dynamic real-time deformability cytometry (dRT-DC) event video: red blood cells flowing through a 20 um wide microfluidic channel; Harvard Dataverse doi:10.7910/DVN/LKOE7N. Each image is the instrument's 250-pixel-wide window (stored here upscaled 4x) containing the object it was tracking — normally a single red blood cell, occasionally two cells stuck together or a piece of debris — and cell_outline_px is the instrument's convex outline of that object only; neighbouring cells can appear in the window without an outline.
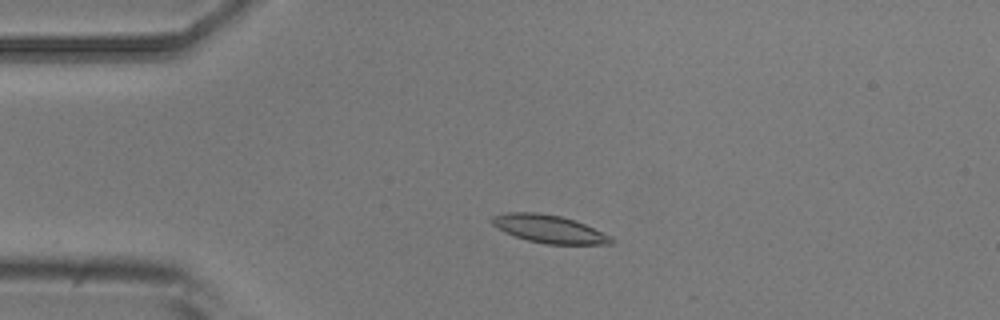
{"species": "common noctule bat (a hibernating species)", "species_latin": "Nyctalus noctula", "temperature_condition": "room temperature", "stored_images_in_passage": 4, "camera_frame_rate_fps": 3000, "um_per_image_px": 0.085, "animal": {"sex": "male", "body_mass_g": 20.5, "forearm_length_mm": 52.5}, "frame": {"image": 1, "passage_image": 3, "time_ms": 2.333, "image_size_px": [1000, 320], "cell_outline_px": [[616, 240], [612, 244], [548, 244], [528, 240], [504, 232], [492, 224], [488, 220], [492, 216], [504, 212], [536, 212], [560, 216], [576, 220], [612, 236]], "centroid_in_image_um": [46.68, 19.45], "position_along_channel_um": 38.3, "area_um2": 19.54}}